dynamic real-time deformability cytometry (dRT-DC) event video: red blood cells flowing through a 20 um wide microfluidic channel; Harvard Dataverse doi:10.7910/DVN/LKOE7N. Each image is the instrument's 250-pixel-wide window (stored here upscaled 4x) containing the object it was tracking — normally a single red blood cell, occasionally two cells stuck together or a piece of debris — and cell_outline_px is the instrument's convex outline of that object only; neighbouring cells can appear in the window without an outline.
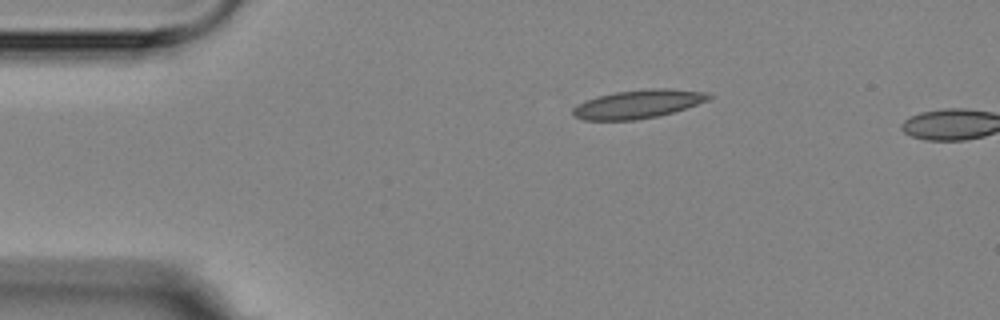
{"species": "Egyptian fruit bat (a non-hibernating species)", "species_latin": "Rousettus aegyptiacus", "temperature_condition": "room temperature", "stored_images_in_passage": 2, "camera_frame_rate_fps": 3000, "um_per_image_px": 0.085, "animal": {"sex": "female"}, "frame": {"image": 1, "passage_image": 1, "time_ms": 0.0, "image_size_px": [1000, 320], "cell_outline_px": [[712, 96], [708, 100], [672, 112], [656, 116], [636, 120], [584, 120], [572, 116], [572, 108], [576, 104], [584, 100], [596, 96], [616, 92], [648, 88], [668, 88], [708, 92]], "centroid_in_image_um": [54.17, 8.84], "position_along_channel_um": 30.8, "area_um2": 22.66}}